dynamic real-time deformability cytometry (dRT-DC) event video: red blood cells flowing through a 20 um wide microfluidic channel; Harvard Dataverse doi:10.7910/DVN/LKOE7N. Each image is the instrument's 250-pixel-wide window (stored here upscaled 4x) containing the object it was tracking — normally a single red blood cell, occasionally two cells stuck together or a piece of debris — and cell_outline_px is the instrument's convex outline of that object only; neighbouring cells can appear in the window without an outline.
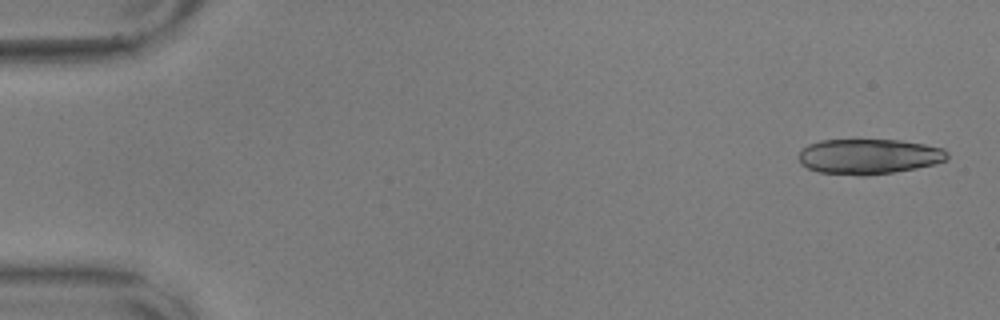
{"species": "common noctule bat (a hibernating species)", "species_latin": "Nyctalus noctula", "temperature_condition": "warm", "stored_images_in_passage": 56, "camera_frame_rate_fps": 3000, "um_per_image_px": 0.085, "animal": {"sex": "male", "body_mass_g": 17.9, "forearm_length_mm": 54.2}, "frame": {"image": 1, "passage_image": 2, "time_ms": 0.333, "image_size_px": [1000, 320], "cell_outline_px": [[948, 160], [936, 164], [916, 168], [892, 172], [864, 176], [860, 176], [820, 172], [808, 168], [800, 164], [800, 152], [808, 144], [820, 140], [900, 140], [924, 144], [944, 148], [948, 152]], "centroid_in_image_um": [73.89, 13.3], "position_along_channel_um": 11.1, "area_um2": 30.58}}
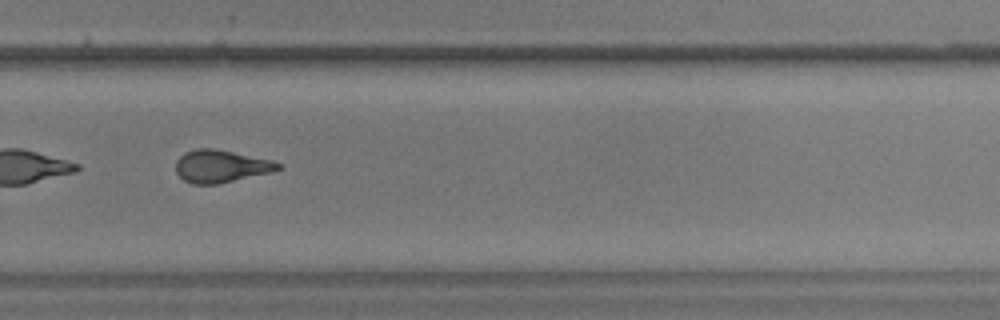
{"frame": {"image": 2, "passage_image": 39, "time_ms": 12.667, "image_size_px": [1000, 320], "cell_outline_px": [[284, 168], [272, 172], [220, 184], [192, 184], [184, 180], [176, 172], [176, 160], [184, 152], [196, 148], [216, 148], [272, 160], [284, 164]], "centroid_in_image_um": [18.82, 14.12], "position_along_channel_um": 311.0, "area_um2": 19.77}, "authors_computed_cell_mechanics": {"area_um2": 20.4034, "velocity_mm_per_s": 3.5868, "shape_relaxation_time_tau1_ms": 11.1737, "shape_relaxation_time_tau2_ms": 1.6997, "deformation_change_tau1": 0.2554, "deformation_change_tau2": 0.1041}}